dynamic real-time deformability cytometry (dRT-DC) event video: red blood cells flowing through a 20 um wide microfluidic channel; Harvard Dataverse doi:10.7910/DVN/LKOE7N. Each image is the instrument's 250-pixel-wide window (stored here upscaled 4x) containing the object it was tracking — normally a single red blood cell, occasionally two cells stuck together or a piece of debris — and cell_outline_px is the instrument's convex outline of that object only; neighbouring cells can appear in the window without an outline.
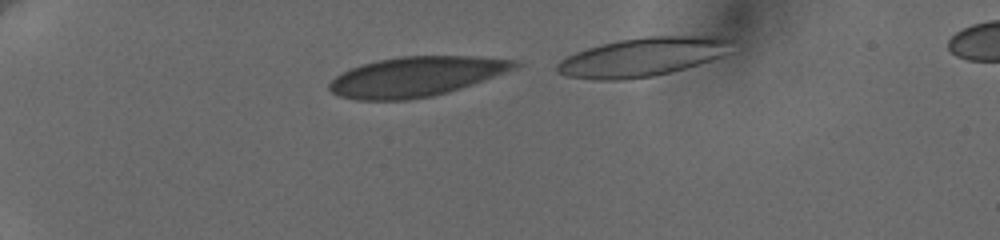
{"species": "human", "species_latin": "Homo sapiens", "temperature_condition": "cold", "stored_images_in_passage": 6, "segment_of_instrument_passage": [1, 2], "camera_frame_rate_fps": 3000, "um_per_image_px": 0.085, "donor": {"sex": "female"}, "frame": {"image": 1, "passage_image": 3, "time_ms": 2.667, "image_size_px": [1000, 240], "cell_outline_px": [[524, 64], [516, 68], [472, 84], [448, 92], [432, 96], [408, 100], [356, 100], [340, 96], [332, 92], [328, 88], [328, 84], [336, 76], [352, 68], [364, 64], [380, 60], [400, 56], [476, 56], [520, 60]], "centroid_in_image_um": [35.41, 6.51], "position_along_channel_um": 49.6, "area_um2": 42.83}}
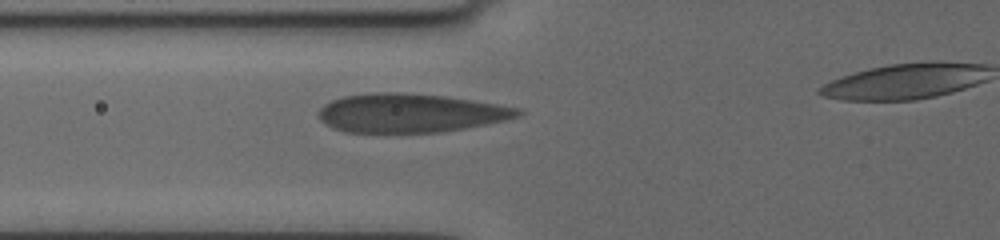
{"frame": {"image": 2, "passage_image": 5, "time_ms": 5.0, "image_size_px": [1000, 240], "cell_outline_px": [[524, 112], [520, 116], [508, 120], [464, 128], [440, 132], [344, 132], [332, 128], [324, 124], [320, 120], [320, 108], [324, 104], [332, 100], [344, 96], [372, 92], [404, 92], [448, 96], [520, 108]], "centroid_in_image_um": [34.89, 9.6], "position_along_channel_um": 90.9, "area_um2": 45.26}}